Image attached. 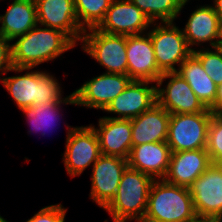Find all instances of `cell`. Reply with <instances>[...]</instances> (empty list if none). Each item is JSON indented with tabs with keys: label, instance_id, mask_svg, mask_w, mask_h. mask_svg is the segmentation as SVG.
<instances>
[{
	"label": "cell",
	"instance_id": "cell-1",
	"mask_svg": "<svg viewBox=\"0 0 222 222\" xmlns=\"http://www.w3.org/2000/svg\"><path fill=\"white\" fill-rule=\"evenodd\" d=\"M77 45L62 31L36 25L26 34L11 41L12 64L36 68L55 61Z\"/></svg>",
	"mask_w": 222,
	"mask_h": 222
},
{
	"label": "cell",
	"instance_id": "cell-2",
	"mask_svg": "<svg viewBox=\"0 0 222 222\" xmlns=\"http://www.w3.org/2000/svg\"><path fill=\"white\" fill-rule=\"evenodd\" d=\"M8 72L18 75L3 76L0 82L20 111L25 107L62 101L65 98L58 78L46 69L12 66Z\"/></svg>",
	"mask_w": 222,
	"mask_h": 222
},
{
	"label": "cell",
	"instance_id": "cell-3",
	"mask_svg": "<svg viewBox=\"0 0 222 222\" xmlns=\"http://www.w3.org/2000/svg\"><path fill=\"white\" fill-rule=\"evenodd\" d=\"M154 180L148 174L127 167L114 198L103 210L110 215L113 222H142Z\"/></svg>",
	"mask_w": 222,
	"mask_h": 222
},
{
	"label": "cell",
	"instance_id": "cell-4",
	"mask_svg": "<svg viewBox=\"0 0 222 222\" xmlns=\"http://www.w3.org/2000/svg\"><path fill=\"white\" fill-rule=\"evenodd\" d=\"M197 218L189 188L154 180L142 222H192Z\"/></svg>",
	"mask_w": 222,
	"mask_h": 222
},
{
	"label": "cell",
	"instance_id": "cell-5",
	"mask_svg": "<svg viewBox=\"0 0 222 222\" xmlns=\"http://www.w3.org/2000/svg\"><path fill=\"white\" fill-rule=\"evenodd\" d=\"M83 53L92 57L105 73L127 75L126 36L101 32L97 28L85 30L79 42Z\"/></svg>",
	"mask_w": 222,
	"mask_h": 222
},
{
	"label": "cell",
	"instance_id": "cell-6",
	"mask_svg": "<svg viewBox=\"0 0 222 222\" xmlns=\"http://www.w3.org/2000/svg\"><path fill=\"white\" fill-rule=\"evenodd\" d=\"M65 151L61 155L66 173L71 178L81 176L101 155L98 136L89 125L71 126L65 123Z\"/></svg>",
	"mask_w": 222,
	"mask_h": 222
},
{
	"label": "cell",
	"instance_id": "cell-7",
	"mask_svg": "<svg viewBox=\"0 0 222 222\" xmlns=\"http://www.w3.org/2000/svg\"><path fill=\"white\" fill-rule=\"evenodd\" d=\"M150 35L157 66L162 73L176 72L179 65L193 52L182 28L175 22L152 23Z\"/></svg>",
	"mask_w": 222,
	"mask_h": 222
},
{
	"label": "cell",
	"instance_id": "cell-8",
	"mask_svg": "<svg viewBox=\"0 0 222 222\" xmlns=\"http://www.w3.org/2000/svg\"><path fill=\"white\" fill-rule=\"evenodd\" d=\"M214 112L170 114L167 144L171 152L206 148L209 122Z\"/></svg>",
	"mask_w": 222,
	"mask_h": 222
},
{
	"label": "cell",
	"instance_id": "cell-9",
	"mask_svg": "<svg viewBox=\"0 0 222 222\" xmlns=\"http://www.w3.org/2000/svg\"><path fill=\"white\" fill-rule=\"evenodd\" d=\"M156 97L157 104L170 114L199 113L207 109L187 81L176 72L161 75L156 82Z\"/></svg>",
	"mask_w": 222,
	"mask_h": 222
},
{
	"label": "cell",
	"instance_id": "cell-10",
	"mask_svg": "<svg viewBox=\"0 0 222 222\" xmlns=\"http://www.w3.org/2000/svg\"><path fill=\"white\" fill-rule=\"evenodd\" d=\"M131 81L128 75L123 74L103 72L98 76L95 75L74 91L77 107L103 111Z\"/></svg>",
	"mask_w": 222,
	"mask_h": 222
},
{
	"label": "cell",
	"instance_id": "cell-11",
	"mask_svg": "<svg viewBox=\"0 0 222 222\" xmlns=\"http://www.w3.org/2000/svg\"><path fill=\"white\" fill-rule=\"evenodd\" d=\"M198 218L222 216V164H211L189 187Z\"/></svg>",
	"mask_w": 222,
	"mask_h": 222
},
{
	"label": "cell",
	"instance_id": "cell-12",
	"mask_svg": "<svg viewBox=\"0 0 222 222\" xmlns=\"http://www.w3.org/2000/svg\"><path fill=\"white\" fill-rule=\"evenodd\" d=\"M128 161L122 157L101 154L91 170L89 199L104 209L114 198Z\"/></svg>",
	"mask_w": 222,
	"mask_h": 222
},
{
	"label": "cell",
	"instance_id": "cell-13",
	"mask_svg": "<svg viewBox=\"0 0 222 222\" xmlns=\"http://www.w3.org/2000/svg\"><path fill=\"white\" fill-rule=\"evenodd\" d=\"M156 103V83L132 80L103 110L106 114L115 116L104 117L131 120L151 109Z\"/></svg>",
	"mask_w": 222,
	"mask_h": 222
},
{
	"label": "cell",
	"instance_id": "cell-14",
	"mask_svg": "<svg viewBox=\"0 0 222 222\" xmlns=\"http://www.w3.org/2000/svg\"><path fill=\"white\" fill-rule=\"evenodd\" d=\"M152 22L130 0H113L98 30L113 35H140L149 31Z\"/></svg>",
	"mask_w": 222,
	"mask_h": 222
},
{
	"label": "cell",
	"instance_id": "cell-15",
	"mask_svg": "<svg viewBox=\"0 0 222 222\" xmlns=\"http://www.w3.org/2000/svg\"><path fill=\"white\" fill-rule=\"evenodd\" d=\"M221 28L222 24L213 6L199 4L189 14L182 30L188 46L195 50L220 46Z\"/></svg>",
	"mask_w": 222,
	"mask_h": 222
},
{
	"label": "cell",
	"instance_id": "cell-16",
	"mask_svg": "<svg viewBox=\"0 0 222 222\" xmlns=\"http://www.w3.org/2000/svg\"><path fill=\"white\" fill-rule=\"evenodd\" d=\"M38 25L65 33L76 45L84 31L78 24L73 0H35Z\"/></svg>",
	"mask_w": 222,
	"mask_h": 222
},
{
	"label": "cell",
	"instance_id": "cell-17",
	"mask_svg": "<svg viewBox=\"0 0 222 222\" xmlns=\"http://www.w3.org/2000/svg\"><path fill=\"white\" fill-rule=\"evenodd\" d=\"M127 75L132 80L156 83L163 74L155 59L148 33L126 36Z\"/></svg>",
	"mask_w": 222,
	"mask_h": 222
},
{
	"label": "cell",
	"instance_id": "cell-18",
	"mask_svg": "<svg viewBox=\"0 0 222 222\" xmlns=\"http://www.w3.org/2000/svg\"><path fill=\"white\" fill-rule=\"evenodd\" d=\"M97 123L90 125L98 136L101 154L127 160L132 148L131 120L100 116Z\"/></svg>",
	"mask_w": 222,
	"mask_h": 222
},
{
	"label": "cell",
	"instance_id": "cell-19",
	"mask_svg": "<svg viewBox=\"0 0 222 222\" xmlns=\"http://www.w3.org/2000/svg\"><path fill=\"white\" fill-rule=\"evenodd\" d=\"M212 164L206 148L172 152L166 182L189 188Z\"/></svg>",
	"mask_w": 222,
	"mask_h": 222
},
{
	"label": "cell",
	"instance_id": "cell-20",
	"mask_svg": "<svg viewBox=\"0 0 222 222\" xmlns=\"http://www.w3.org/2000/svg\"><path fill=\"white\" fill-rule=\"evenodd\" d=\"M171 153L166 141L132 146L127 159L128 167L154 179H163L169 168Z\"/></svg>",
	"mask_w": 222,
	"mask_h": 222
},
{
	"label": "cell",
	"instance_id": "cell-21",
	"mask_svg": "<svg viewBox=\"0 0 222 222\" xmlns=\"http://www.w3.org/2000/svg\"><path fill=\"white\" fill-rule=\"evenodd\" d=\"M170 113L157 103L131 119L132 146L167 141Z\"/></svg>",
	"mask_w": 222,
	"mask_h": 222
},
{
	"label": "cell",
	"instance_id": "cell-22",
	"mask_svg": "<svg viewBox=\"0 0 222 222\" xmlns=\"http://www.w3.org/2000/svg\"><path fill=\"white\" fill-rule=\"evenodd\" d=\"M10 1L12 2L8 4L4 14H0V35L13 41L16 37L26 34L38 22L35 0Z\"/></svg>",
	"mask_w": 222,
	"mask_h": 222
},
{
	"label": "cell",
	"instance_id": "cell-23",
	"mask_svg": "<svg viewBox=\"0 0 222 222\" xmlns=\"http://www.w3.org/2000/svg\"><path fill=\"white\" fill-rule=\"evenodd\" d=\"M184 78L203 105L216 113V96L218 86L206 73L200 60L191 53L176 71Z\"/></svg>",
	"mask_w": 222,
	"mask_h": 222
},
{
	"label": "cell",
	"instance_id": "cell-24",
	"mask_svg": "<svg viewBox=\"0 0 222 222\" xmlns=\"http://www.w3.org/2000/svg\"><path fill=\"white\" fill-rule=\"evenodd\" d=\"M72 105L77 106L74 92L67 95L62 101H52L44 105H33L25 107L21 111L28 122V126L31 130H28V134L41 133V136H45L47 130L50 131L56 128L57 123L62 119V106ZM50 131V132H52ZM48 134V133H47Z\"/></svg>",
	"mask_w": 222,
	"mask_h": 222
},
{
	"label": "cell",
	"instance_id": "cell-25",
	"mask_svg": "<svg viewBox=\"0 0 222 222\" xmlns=\"http://www.w3.org/2000/svg\"><path fill=\"white\" fill-rule=\"evenodd\" d=\"M152 23L175 22L191 0H130ZM182 12V13H181Z\"/></svg>",
	"mask_w": 222,
	"mask_h": 222
},
{
	"label": "cell",
	"instance_id": "cell-26",
	"mask_svg": "<svg viewBox=\"0 0 222 222\" xmlns=\"http://www.w3.org/2000/svg\"><path fill=\"white\" fill-rule=\"evenodd\" d=\"M78 24L83 31L97 28L113 0H73Z\"/></svg>",
	"mask_w": 222,
	"mask_h": 222
},
{
	"label": "cell",
	"instance_id": "cell-27",
	"mask_svg": "<svg viewBox=\"0 0 222 222\" xmlns=\"http://www.w3.org/2000/svg\"><path fill=\"white\" fill-rule=\"evenodd\" d=\"M201 62L202 67L219 86L222 84V47L198 48L192 52Z\"/></svg>",
	"mask_w": 222,
	"mask_h": 222
},
{
	"label": "cell",
	"instance_id": "cell-28",
	"mask_svg": "<svg viewBox=\"0 0 222 222\" xmlns=\"http://www.w3.org/2000/svg\"><path fill=\"white\" fill-rule=\"evenodd\" d=\"M206 150L213 164H222V113H214L211 117Z\"/></svg>",
	"mask_w": 222,
	"mask_h": 222
},
{
	"label": "cell",
	"instance_id": "cell-29",
	"mask_svg": "<svg viewBox=\"0 0 222 222\" xmlns=\"http://www.w3.org/2000/svg\"><path fill=\"white\" fill-rule=\"evenodd\" d=\"M67 212L68 208L62 203H56L42 207L25 222H65Z\"/></svg>",
	"mask_w": 222,
	"mask_h": 222
},
{
	"label": "cell",
	"instance_id": "cell-30",
	"mask_svg": "<svg viewBox=\"0 0 222 222\" xmlns=\"http://www.w3.org/2000/svg\"><path fill=\"white\" fill-rule=\"evenodd\" d=\"M12 66L11 41L0 35V79L9 73Z\"/></svg>",
	"mask_w": 222,
	"mask_h": 222
},
{
	"label": "cell",
	"instance_id": "cell-31",
	"mask_svg": "<svg viewBox=\"0 0 222 222\" xmlns=\"http://www.w3.org/2000/svg\"><path fill=\"white\" fill-rule=\"evenodd\" d=\"M216 113H222V84L217 88Z\"/></svg>",
	"mask_w": 222,
	"mask_h": 222
},
{
	"label": "cell",
	"instance_id": "cell-32",
	"mask_svg": "<svg viewBox=\"0 0 222 222\" xmlns=\"http://www.w3.org/2000/svg\"><path fill=\"white\" fill-rule=\"evenodd\" d=\"M211 5L213 6L222 24V0H213V4Z\"/></svg>",
	"mask_w": 222,
	"mask_h": 222
},
{
	"label": "cell",
	"instance_id": "cell-33",
	"mask_svg": "<svg viewBox=\"0 0 222 222\" xmlns=\"http://www.w3.org/2000/svg\"><path fill=\"white\" fill-rule=\"evenodd\" d=\"M192 222H220V221L215 218H197Z\"/></svg>",
	"mask_w": 222,
	"mask_h": 222
},
{
	"label": "cell",
	"instance_id": "cell-34",
	"mask_svg": "<svg viewBox=\"0 0 222 222\" xmlns=\"http://www.w3.org/2000/svg\"><path fill=\"white\" fill-rule=\"evenodd\" d=\"M0 222H9V221L0 215Z\"/></svg>",
	"mask_w": 222,
	"mask_h": 222
},
{
	"label": "cell",
	"instance_id": "cell-35",
	"mask_svg": "<svg viewBox=\"0 0 222 222\" xmlns=\"http://www.w3.org/2000/svg\"><path fill=\"white\" fill-rule=\"evenodd\" d=\"M220 47H222V28H221V40H220Z\"/></svg>",
	"mask_w": 222,
	"mask_h": 222
}]
</instances>
